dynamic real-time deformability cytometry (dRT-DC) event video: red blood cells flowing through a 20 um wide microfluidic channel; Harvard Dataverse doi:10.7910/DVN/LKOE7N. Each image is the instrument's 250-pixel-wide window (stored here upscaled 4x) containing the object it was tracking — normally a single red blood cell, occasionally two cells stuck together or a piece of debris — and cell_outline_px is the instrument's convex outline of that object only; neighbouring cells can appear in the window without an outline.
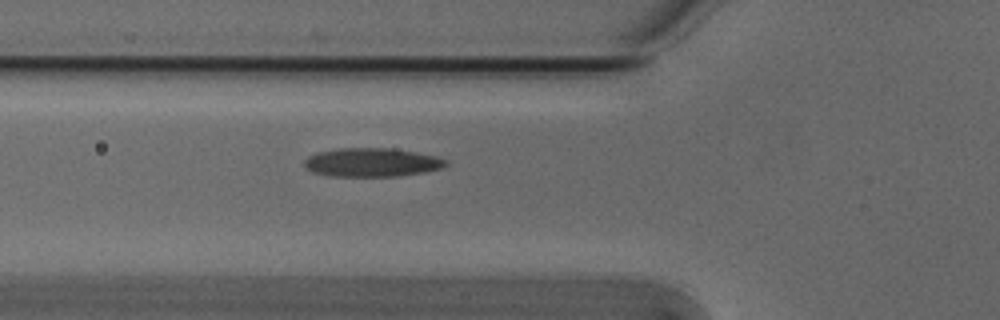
{"species": "Egyptian fruit bat (a non-hibernating species)", "species_latin": "Rousettus aegyptiacus", "temperature_condition": "cold", "stored_images_in_passage": 35, "camera_frame_rate_fps": 3000, "um_per_image_px": 0.085, "animal": {"sex": "male"}, "frame": {"image": 1, "passage_image": 5, "time_ms": 1.333, "image_size_px": [1000, 320], "cell_outline_px": [[448, 164], [440, 168], [424, 172], [396, 176], [328, 176], [312, 172], [304, 168], [304, 160], [308, 156], [316, 152], [340, 148], [392, 148], [416, 152], [436, 156], [448, 160]], "centroid_in_image_um": [31.57, 13.8], "position_along_channel_um": 94.2, "area_um2": 23.81}}
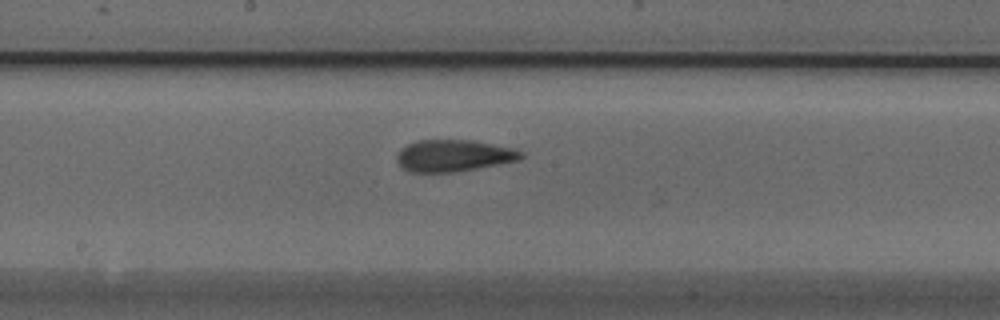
{"frame": {"image": 2, "passage_image": 14, "time_ms": 4.333, "image_size_px": [1000, 320], "cell_outline_px": [[524, 156], [520, 160], [476, 168], [452, 172], [408, 172], [400, 168], [396, 160], [396, 156], [400, 148], [416, 140], [472, 140], [512, 148], [524, 152]], "centroid_in_image_um": [38.51, 13.23], "position_along_channel_um": 209.7, "area_um2": 23.12}}
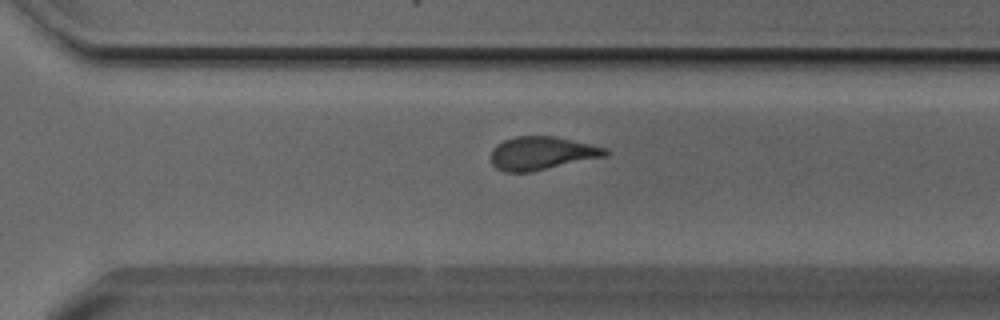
{"frame": {"image": 3, "passage_image": 23, "time_ms": 7.333, "image_size_px": [1000, 320], "cell_outline_px": [[612, 152], [608, 156], [532, 172], [504, 172], [496, 168], [492, 164], [492, 148], [496, 144], [504, 140], [516, 136], [552, 136], [608, 148]], "centroid_in_image_um": [46.08, 13.03], "position_along_channel_um": 324.5, "area_um2": 22.37}, "authors_computed_cell_mechanics": {"area_um2": 22.8888, "velocity_mm_per_s": 3.8398, "shape_relaxation_time_tau1_ms": 6.5017, "shape_relaxation_time_tau2_ms": 3.1423, "deformation_change_tau1": 0.1711, "deformation_change_tau2": 0.1255}}